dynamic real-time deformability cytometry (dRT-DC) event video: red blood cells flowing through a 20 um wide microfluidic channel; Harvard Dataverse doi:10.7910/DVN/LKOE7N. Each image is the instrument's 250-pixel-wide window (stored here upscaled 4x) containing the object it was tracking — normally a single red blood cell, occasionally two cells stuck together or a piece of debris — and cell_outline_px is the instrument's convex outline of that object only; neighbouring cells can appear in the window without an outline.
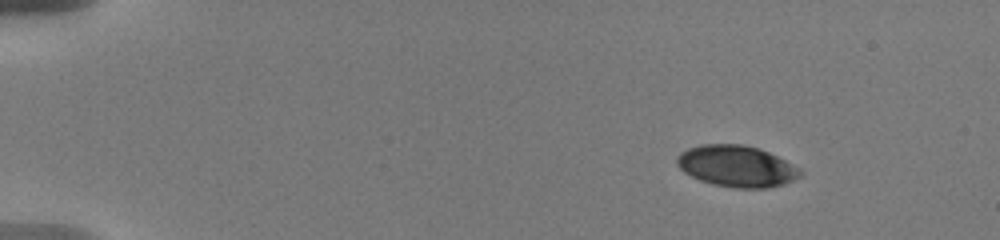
{"species": "human", "species_latin": "Homo sapiens", "temperature_condition": "warm", "stored_images_in_passage": 22, "camera_frame_rate_fps": 3000, "um_per_image_px": 0.085, "donor": {"sex": "male"}, "frame": {"image": 1, "passage_image": 1, "time_ms": 0.0, "image_size_px": [1000, 240], "cell_outline_px": [[804, 172], [800, 176], [784, 184], [768, 188], [732, 188], [712, 184], [700, 180], [684, 172], [676, 164], [676, 156], [680, 152], [688, 148], [700, 144], [744, 144], [768, 152], [800, 168]], "centroid_in_image_um": [62.59, 14.13], "position_along_channel_um": 22.4, "area_um2": 29.82}}
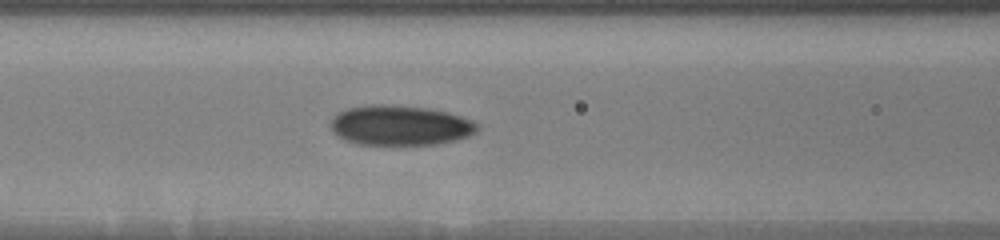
{"frame": {"image": 2, "passage_image": 16, "time_ms": 6.0, "image_size_px": [1000, 240], "cell_outline_px": [[480, 128], [476, 132], [468, 136], [456, 140], [436, 144], [356, 144], [344, 140], [336, 136], [332, 132], [328, 124], [332, 116], [348, 108], [368, 104], [392, 104], [428, 108], [448, 112], [472, 120], [480, 124]], "centroid_in_image_um": [33.98, 10.65], "position_along_channel_um": 132.6, "area_um2": 34.68}}
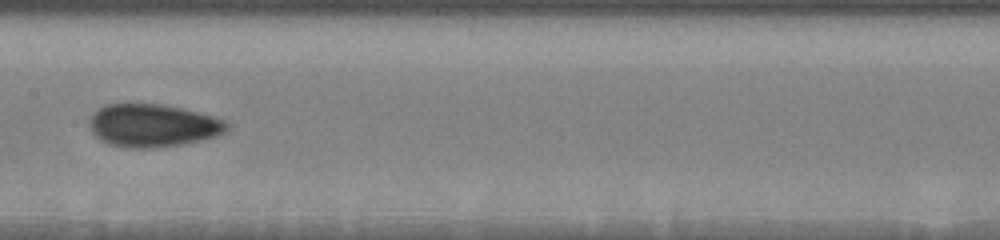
{"frame": {"image": 3, "passage_image": 19, "time_ms": 7.667, "image_size_px": [1000, 240], "cell_outline_px": [[232, 124], [224, 132], [216, 136], [200, 140], [180, 144], [152, 148], [132, 148], [108, 144], [100, 140], [88, 128], [88, 120], [92, 112], [104, 104], [164, 104], [228, 120]], "centroid_in_image_um": [12.96, 10.66], "position_along_channel_um": 194.4, "area_um2": 34.56}}